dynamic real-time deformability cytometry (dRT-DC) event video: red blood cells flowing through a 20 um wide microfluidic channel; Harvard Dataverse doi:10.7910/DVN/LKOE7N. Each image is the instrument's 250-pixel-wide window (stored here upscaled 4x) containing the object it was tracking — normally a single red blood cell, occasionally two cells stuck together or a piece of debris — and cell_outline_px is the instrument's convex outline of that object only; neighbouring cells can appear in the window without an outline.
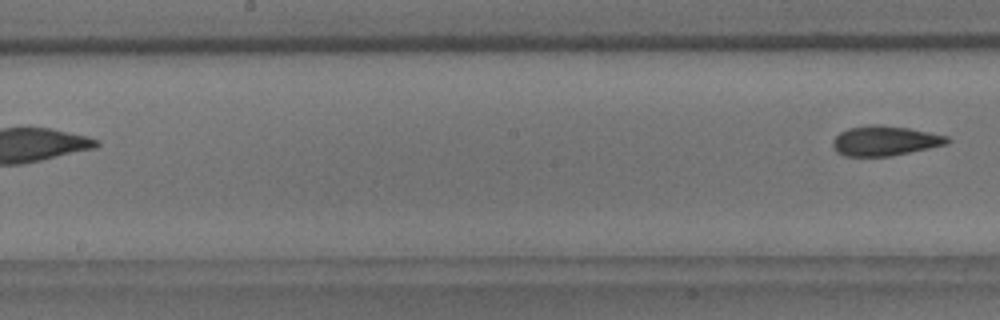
{"species": "common noctule bat (a hibernating species)", "species_latin": "Nyctalus noctula", "temperature_condition": "room temperature", "stored_images_in_passage": 8, "camera_frame_rate_fps": 3000, "um_per_image_px": 0.085, "animal": {"sex": "male", "body_mass_g": 18.8}, "frame": {"image": 1, "passage_image": 8, "time_ms": 8.333, "image_size_px": [1000, 320], "cell_outline_px": [[952, 140], [948, 144], [888, 156], [844, 156], [836, 152], [832, 144], [832, 140], [840, 132], [848, 128], [868, 124], [880, 124], [908, 128], [948, 136]], "centroid_in_image_um": [75.19, 11.95], "position_along_channel_um": 173.0, "area_um2": 19.94}}